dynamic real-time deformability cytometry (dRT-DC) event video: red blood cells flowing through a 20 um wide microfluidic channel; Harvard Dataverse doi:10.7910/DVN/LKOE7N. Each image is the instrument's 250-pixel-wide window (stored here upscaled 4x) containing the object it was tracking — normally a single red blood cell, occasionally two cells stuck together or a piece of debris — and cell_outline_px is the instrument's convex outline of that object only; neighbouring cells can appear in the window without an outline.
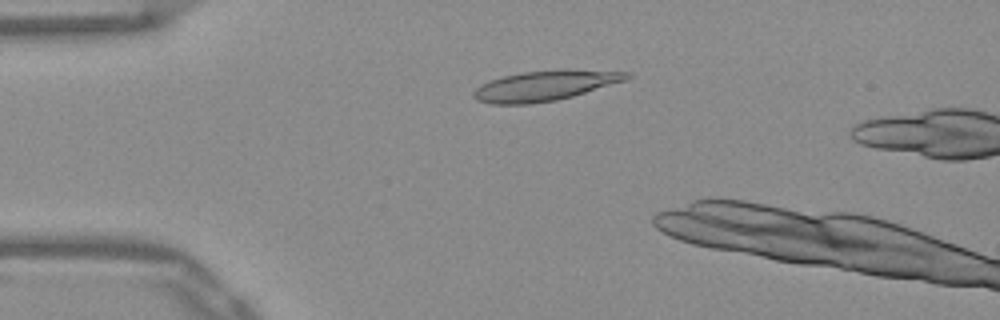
{"species": "Egyptian fruit bat (a non-hibernating species)", "species_latin": "Rousettus aegyptiacus", "temperature_condition": "warm", "stored_images_in_passage": 12, "camera_frame_rate_fps": 3000, "um_per_image_px": 0.085, "frame": {"image": 1, "passage_image": 9, "time_ms": 2.667, "image_size_px": [1000, 320], "cell_outline_px": [[632, 76], [624, 80], [572, 96], [556, 100], [528, 104], [488, 104], [476, 100], [472, 96], [472, 92], [480, 84], [488, 80], [500, 76], [524, 72], [564, 68], [628, 72]], "centroid_in_image_um": [46.24, 7.27], "position_along_channel_um": 38.8, "area_um2": 27.11}}